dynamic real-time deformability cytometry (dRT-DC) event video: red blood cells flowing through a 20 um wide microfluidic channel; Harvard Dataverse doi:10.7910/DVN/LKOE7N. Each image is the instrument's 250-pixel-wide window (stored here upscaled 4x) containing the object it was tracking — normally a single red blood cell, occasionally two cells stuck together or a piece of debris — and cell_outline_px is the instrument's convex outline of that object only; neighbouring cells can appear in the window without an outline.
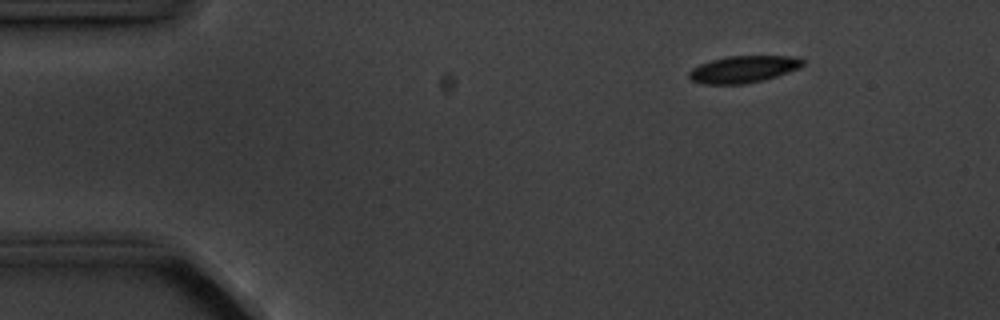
{"species": "common noctule bat (a hibernating species)", "species_latin": "Nyctalus noctula", "temperature_condition": "cold", "stored_images_in_passage": 8, "camera_frame_rate_fps": 3000, "um_per_image_px": 0.085, "animal": {"sex": "male", "body_mass_g": 20.1, "forearm_length_mm": 53.5}, "frame": {"image": 1, "passage_image": 2, "time_ms": 1.333, "image_size_px": [1000, 320], "cell_outline_px": [[804, 64], [788, 72], [764, 80], [744, 84], [704, 84], [692, 80], [688, 76], [688, 72], [692, 68], [700, 64], [712, 60], [728, 56], [792, 56], [804, 60]], "centroid_in_image_um": [63.16, 5.89], "position_along_channel_um": 21.8, "area_um2": 17.69}}